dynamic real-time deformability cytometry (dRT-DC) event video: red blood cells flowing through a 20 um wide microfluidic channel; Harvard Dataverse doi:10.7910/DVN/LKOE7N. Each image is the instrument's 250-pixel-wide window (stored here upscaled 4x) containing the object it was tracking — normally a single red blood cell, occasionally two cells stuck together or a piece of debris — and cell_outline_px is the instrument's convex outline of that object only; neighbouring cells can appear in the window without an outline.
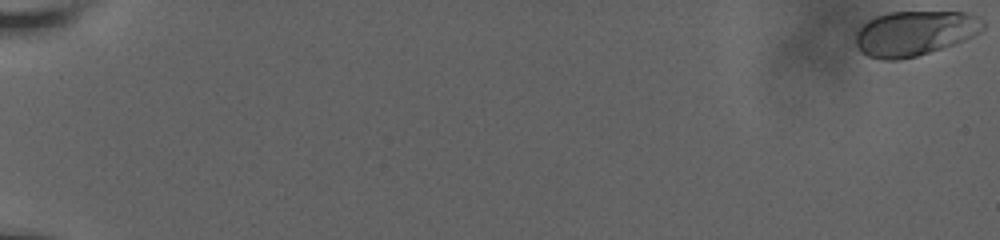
{"species": "human", "species_latin": "Homo sapiens", "temperature_condition": "room temperature", "stored_images_in_passage": 19, "camera_frame_rate_fps": 3000, "um_per_image_px": 0.085, "donor": {"sex": "male"}, "frame": {"image": 1, "passage_image": 1, "time_ms": 0.0, "image_size_px": [1000, 240], "cell_outline_px": [[984, 28], [972, 36], [952, 44], [916, 56], [896, 60], [884, 60], [868, 56], [860, 52], [856, 44], [856, 32], [868, 20], [876, 16], [888, 12], [968, 12], [980, 16], [984, 20]], "centroid_in_image_um": [77.74, 2.81], "position_along_channel_um": 7.3, "area_um2": 33.18}}
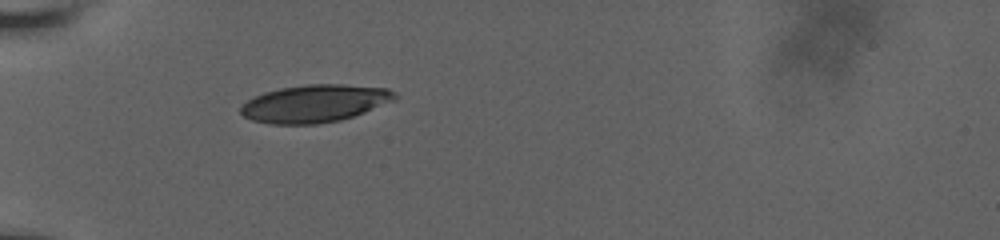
{"frame": {"image": 2, "passage_image": 17, "time_ms": 7.0, "image_size_px": [1000, 240], "cell_outline_px": [[400, 96], [396, 100], [364, 112], [340, 120], [316, 124], [268, 124], [252, 120], [244, 116], [240, 112], [240, 108], [248, 100], [264, 92], [280, 88], [308, 84], [344, 84], [388, 88], [396, 92]], "centroid_in_image_um": [26.79, 8.79], "position_along_channel_um": 58.2, "area_um2": 33.81}}
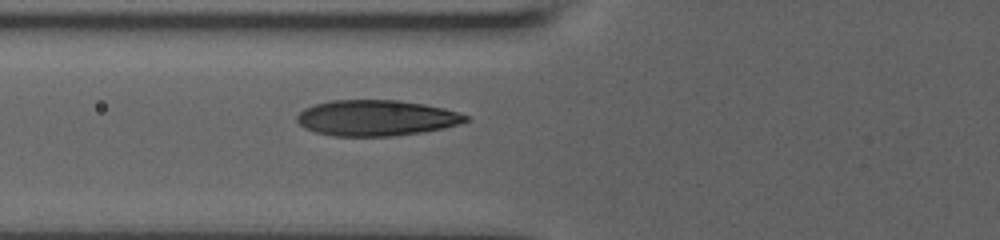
{"frame": {"image": 3, "passage_image": 19, "time_ms": 8.333, "image_size_px": [1000, 240], "cell_outline_px": [[472, 120], [444, 128], [396, 136], [336, 136], [316, 132], [304, 128], [296, 120], [296, 116], [304, 108], [316, 104], [332, 100], [400, 100], [424, 104], [444, 108], [460, 112], [468, 116]], "centroid_in_image_um": [32.01, 10.02], "position_along_channel_um": 93.8, "area_um2": 35.32}}